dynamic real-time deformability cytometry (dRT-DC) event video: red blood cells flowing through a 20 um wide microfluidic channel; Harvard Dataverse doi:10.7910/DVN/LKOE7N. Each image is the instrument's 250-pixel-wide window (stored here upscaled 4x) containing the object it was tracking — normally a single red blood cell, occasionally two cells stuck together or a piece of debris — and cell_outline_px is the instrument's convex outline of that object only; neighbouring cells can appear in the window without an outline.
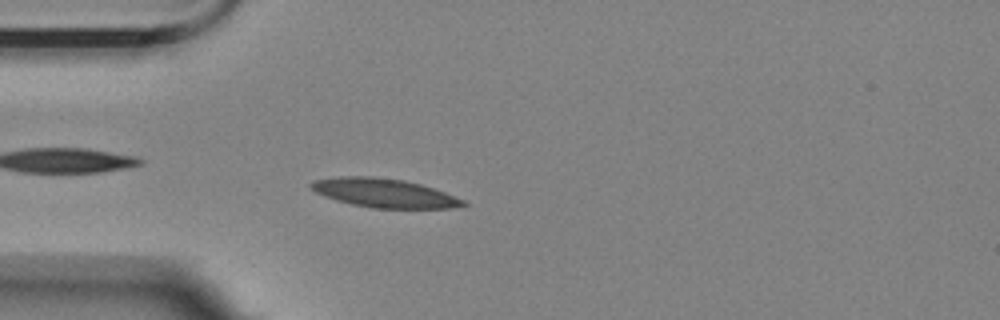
{"species": "Egyptian fruit bat (a non-hibernating species)", "species_latin": "Rousettus aegyptiacus", "temperature_condition": "room temperature", "stored_images_in_passage": 38, "camera_frame_rate_fps": 3000, "um_per_image_px": 0.085, "animal": {"sex": "female"}, "frame": {"image": 1, "passage_image": 4, "time_ms": 1.0, "image_size_px": [1000, 320], "cell_outline_px": [[468, 204], [452, 208], [372, 208], [352, 204], [336, 200], [324, 196], [316, 192], [308, 184], [312, 180], [336, 176], [372, 176], [404, 180], [420, 184], [444, 192], [464, 200]], "centroid_in_image_um": [32.61, 16.39], "position_along_channel_um": 52.4, "area_um2": 25.55}}
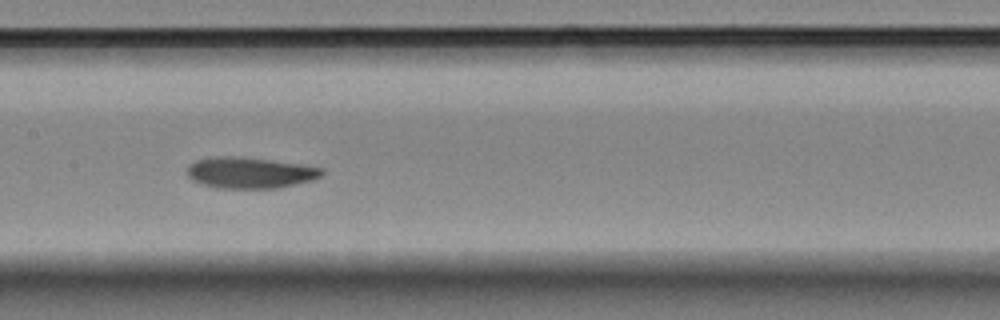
{"frame": {"image": 2, "passage_image": 16, "time_ms": 5.0, "image_size_px": [1000, 320], "cell_outline_px": [[324, 172], [320, 176], [312, 180], [280, 188], [216, 188], [192, 180], [188, 176], [188, 164], [196, 160], [208, 156], [240, 156], [300, 164], [324, 168]], "centroid_in_image_um": [21.23, 14.67], "position_along_channel_um": 186.2, "area_um2": 24.57}}
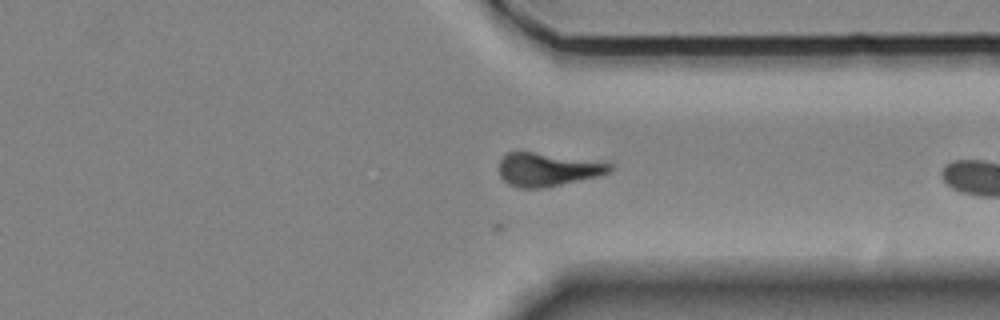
{"frame": {"image": 3, "passage_image": 28, "time_ms": 9.0, "image_size_px": [1000, 320], "cell_outline_px": [[612, 172], [600, 176], [540, 188], [520, 188], [508, 184], [500, 176], [500, 160], [508, 152], [532, 152], [612, 164]], "centroid_in_image_um": [46.53, 14.42], "position_along_channel_um": 364.9, "area_um2": 20.98}}